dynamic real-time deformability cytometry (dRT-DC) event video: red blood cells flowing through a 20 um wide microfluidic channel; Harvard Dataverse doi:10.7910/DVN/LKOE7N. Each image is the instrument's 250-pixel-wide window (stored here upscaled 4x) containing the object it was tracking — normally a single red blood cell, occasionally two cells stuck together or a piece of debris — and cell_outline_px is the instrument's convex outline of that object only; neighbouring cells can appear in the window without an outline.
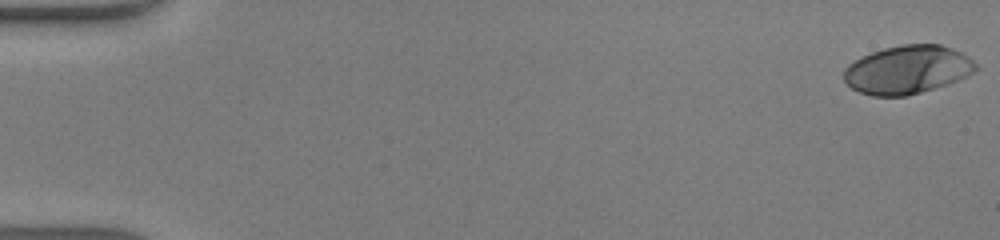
{"species": "human", "species_latin": "Homo sapiens", "temperature_condition": "warm", "stored_images_in_passage": 40, "camera_frame_rate_fps": 3000, "um_per_image_px": 0.085, "donor": {"sex": "male"}, "frame": {"image": 1, "passage_image": 1, "time_ms": 0.0, "image_size_px": [1000, 240], "cell_outline_px": [[980, 68], [968, 76], [948, 84], [908, 96], [872, 96], [860, 92], [852, 88], [844, 80], [844, 68], [848, 64], [872, 52], [884, 48], [900, 44], [940, 44], [952, 48], [968, 56]], "centroid_in_image_um": [77.16, 5.92], "position_along_channel_um": 7.8, "area_um2": 37.28}}
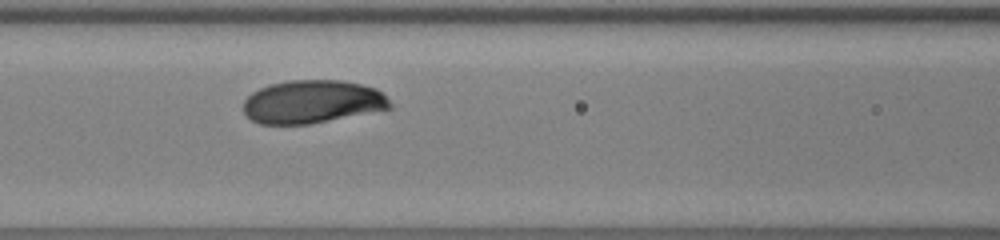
{"frame": {"image": 2, "passage_image": 22, "time_ms": 7.0, "image_size_px": [1000, 240], "cell_outline_px": [[392, 108], [308, 124], [260, 124], [252, 120], [244, 112], [244, 100], [252, 92], [268, 84], [288, 80], [340, 80], [360, 84], [376, 88], [392, 104]], "centroid_in_image_um": [26.52, 8.64], "position_along_channel_um": 140.1, "area_um2": 36.65}}
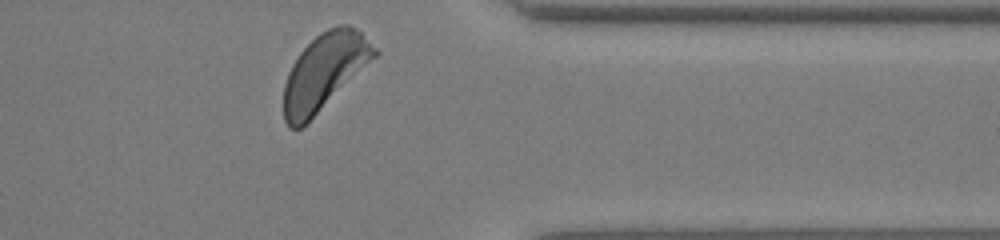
{"frame": {"image": 3, "passage_image": 40, "time_ms": 13.0, "image_size_px": [1000, 240], "cell_outline_px": [[380, 52], [308, 124], [300, 128], [288, 128], [284, 120], [284, 84], [288, 72], [292, 64], [300, 52], [320, 32], [328, 28], [340, 24], [348, 24], [360, 32]], "centroid_in_image_um": [27.55, 6.13], "position_along_channel_um": 383.8, "area_um2": 40.23}, "authors_computed_cell_mechanics": {"area_um2": 36.9053, "velocity_mm_per_s": 4.2359, "shape_relaxation_time_tau1_ms": 1.6118, "shape_relaxation_time_tau2_ms": null, "deformation_change_tau1": 0.1222, "deformation_change_tau2": null}}